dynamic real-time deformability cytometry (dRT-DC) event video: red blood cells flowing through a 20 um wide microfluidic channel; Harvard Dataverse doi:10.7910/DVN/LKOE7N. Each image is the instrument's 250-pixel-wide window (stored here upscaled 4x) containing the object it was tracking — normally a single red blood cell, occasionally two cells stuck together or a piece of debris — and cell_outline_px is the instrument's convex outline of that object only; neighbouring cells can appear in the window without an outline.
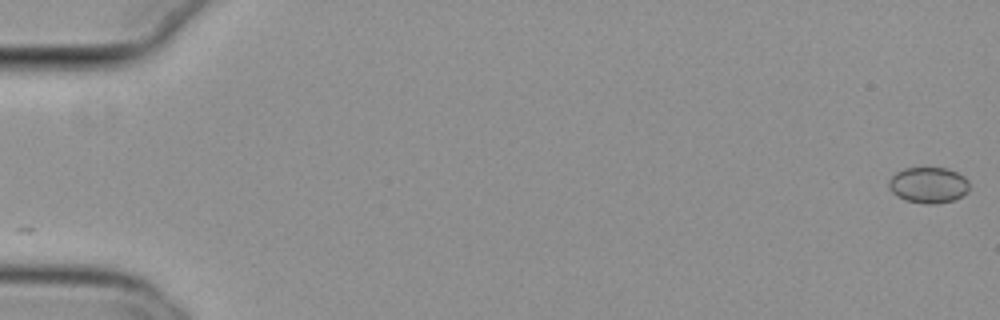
{"species": "common noctule bat (a hibernating species)", "species_latin": "Nyctalus noctula", "temperature_condition": "cold", "stored_images_in_passage": 56, "camera_frame_rate_fps": 3000, "um_per_image_px": 0.085, "animal": {"sex": "female", "body_mass_g": 29.2, "forearm_length_mm": 56.3}, "frame": {"image": 1, "passage_image": 1, "time_ms": 0.0, "image_size_px": [1000, 320], "cell_outline_px": [[968, 192], [952, 200], [936, 204], [924, 204], [904, 200], [896, 196], [888, 188], [888, 180], [896, 172], [904, 168], [948, 168], [964, 176], [968, 180]], "centroid_in_image_um": [78.88, 15.73], "position_along_channel_um": 6.1, "area_um2": 16.99}}
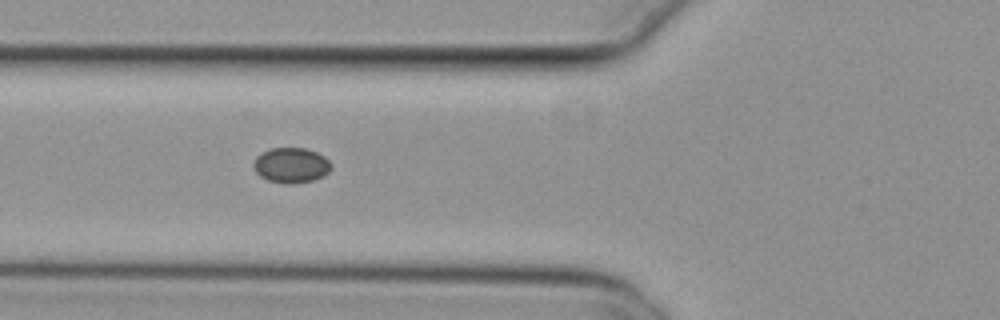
{"frame": {"image": 2, "passage_image": 22, "time_ms": 7.0, "image_size_px": [1000, 320], "cell_outline_px": [[332, 168], [328, 172], [312, 180], [292, 184], [284, 184], [268, 180], [260, 176], [256, 172], [252, 164], [256, 156], [260, 152], [272, 148], [304, 148], [316, 152], [324, 156], [332, 164]], "centroid_in_image_um": [24.72, 14.04], "position_along_channel_um": 101.1, "area_um2": 15.95}}
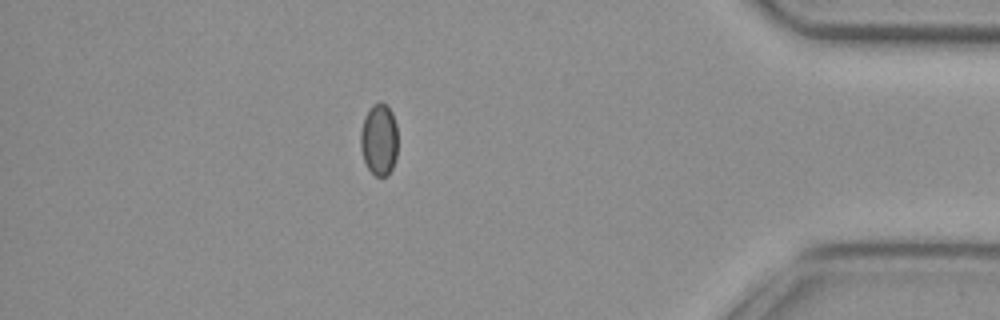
{"frame": {"image": 3, "passage_image": 49, "time_ms": 16.0, "image_size_px": [1000, 320], "cell_outline_px": [[396, 160], [388, 176], [376, 176], [368, 168], [364, 160], [360, 148], [360, 132], [364, 116], [372, 104], [380, 100], [392, 112], [396, 124]], "centroid_in_image_um": [32.2, 11.85], "position_along_channel_um": 403.0, "area_um2": 15.66}}